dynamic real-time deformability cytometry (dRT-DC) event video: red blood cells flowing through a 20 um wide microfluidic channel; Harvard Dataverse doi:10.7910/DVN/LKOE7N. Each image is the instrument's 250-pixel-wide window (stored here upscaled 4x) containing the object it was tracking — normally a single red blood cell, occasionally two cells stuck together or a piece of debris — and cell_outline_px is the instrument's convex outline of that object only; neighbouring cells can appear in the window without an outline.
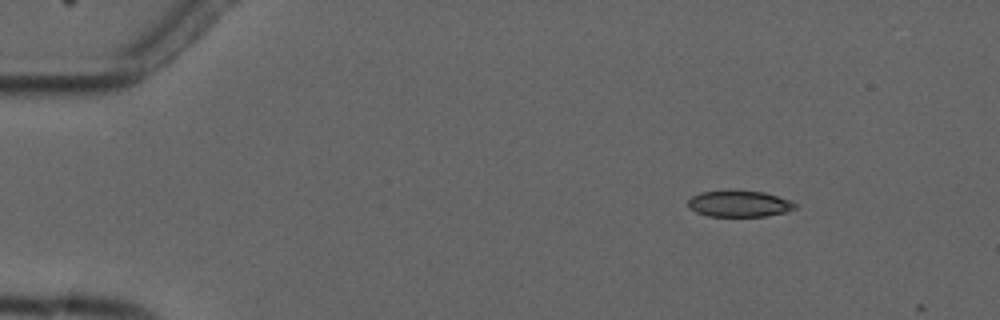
{"species": "common noctule bat (a hibernating species)", "species_latin": "Nyctalus noctula", "temperature_condition": "cold", "stored_images_in_passage": 2, "camera_frame_rate_fps": 3000, "um_per_image_px": 0.085, "animal": {"sex": "male", "forearm_length_mm": 52.5}, "frame": {"image": 1, "passage_image": 1, "time_ms": 0.0, "image_size_px": [1000, 320], "cell_outline_px": [[796, 208], [788, 212], [764, 216], [708, 216], [696, 212], [688, 204], [688, 200], [692, 196], [700, 192], [728, 188], [764, 192], [792, 200], [796, 204]], "centroid_in_image_um": [62.85, 17.28], "position_along_channel_um": 22.2, "area_um2": 16.94}}